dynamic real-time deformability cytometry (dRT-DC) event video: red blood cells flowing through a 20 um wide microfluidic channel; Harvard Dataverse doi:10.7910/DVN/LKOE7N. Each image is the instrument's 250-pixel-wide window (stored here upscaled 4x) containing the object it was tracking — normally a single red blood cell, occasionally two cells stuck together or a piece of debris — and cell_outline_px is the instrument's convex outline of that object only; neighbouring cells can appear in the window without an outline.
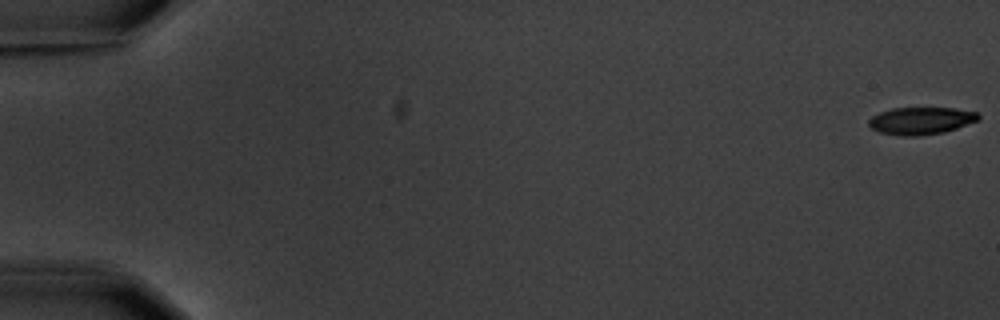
{"species": "common noctule bat (a hibernating species)", "species_latin": "Nyctalus noctula", "temperature_condition": "warm", "stored_images_in_passage": 5, "camera_frame_rate_fps": 3000, "um_per_image_px": 0.085, "animal": {"sex": "male", "body_mass_g": 20.1, "forearm_length_mm": 53.5}, "frame": {"image": 1, "passage_image": 1, "time_ms": 0.0, "image_size_px": [1000, 320], "cell_outline_px": [[980, 120], [944, 132], [920, 136], [900, 136], [876, 132], [868, 124], [868, 120], [872, 116], [880, 112], [892, 108], [952, 108], [976, 112], [980, 116]], "centroid_in_image_um": [78.25, 10.27], "position_along_channel_um": 6.7, "area_um2": 17.57}}
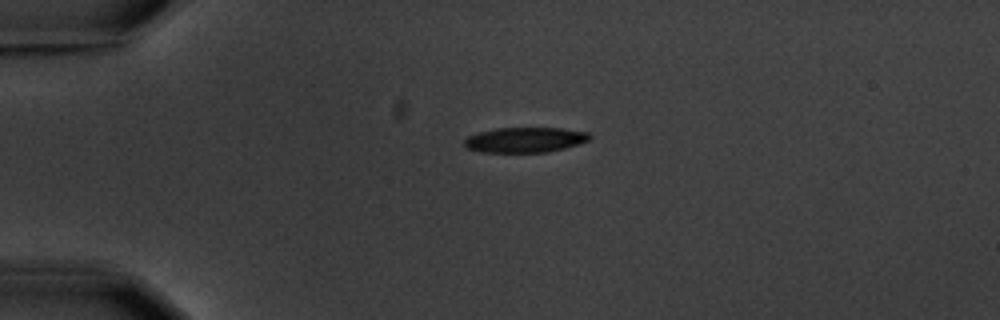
{"frame": {"image": 2, "passage_image": 4, "time_ms": 4.667, "image_size_px": [1000, 320], "cell_outline_px": [[592, 136], [588, 140], [580, 144], [548, 152], [480, 152], [464, 148], [464, 140], [468, 136], [480, 132], [496, 128], [560, 128], [588, 132]], "centroid_in_image_um": [44.62, 11.89], "position_along_channel_um": 40.4, "area_um2": 18.44}}